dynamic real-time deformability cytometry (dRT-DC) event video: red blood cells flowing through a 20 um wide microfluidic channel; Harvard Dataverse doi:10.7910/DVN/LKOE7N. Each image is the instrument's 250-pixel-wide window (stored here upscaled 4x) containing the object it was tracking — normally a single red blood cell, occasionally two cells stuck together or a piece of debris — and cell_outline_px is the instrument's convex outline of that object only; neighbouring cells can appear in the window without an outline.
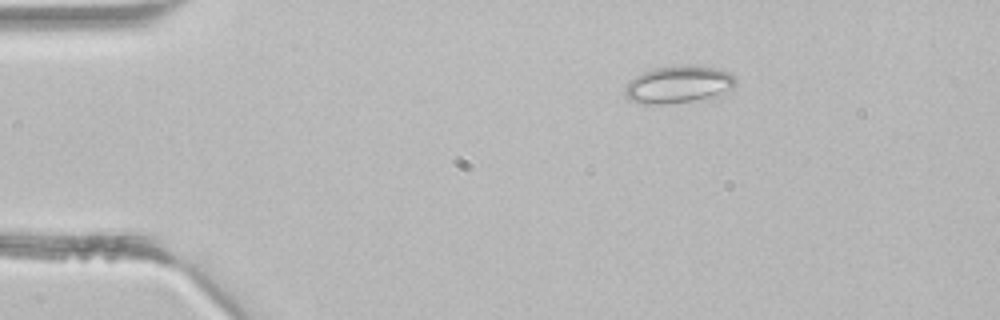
{"species": "common noctule bat (a hibernating species)", "species_latin": "Nyctalus noctula", "temperature_condition": "room temperature", "stored_images_in_passage": 36, "camera_frame_rate_fps": 3000, "um_per_image_px": 0.085, "animal": {"sex": "male", "body_mass_g": 21.5, "forearm_length_mm": 52.0}, "frame": {"image": 1, "passage_image": 1, "time_ms": 0.0, "image_size_px": [1000, 320], "cell_outline_px": [[736, 84], [728, 92], [700, 100], [664, 104], [640, 104], [628, 100], [624, 92], [624, 88], [628, 80], [644, 72], [656, 68], [716, 68], [728, 72], [736, 76]], "centroid_in_image_um": [57.64, 7.25], "position_along_channel_um": 27.4, "area_um2": 23.58}}
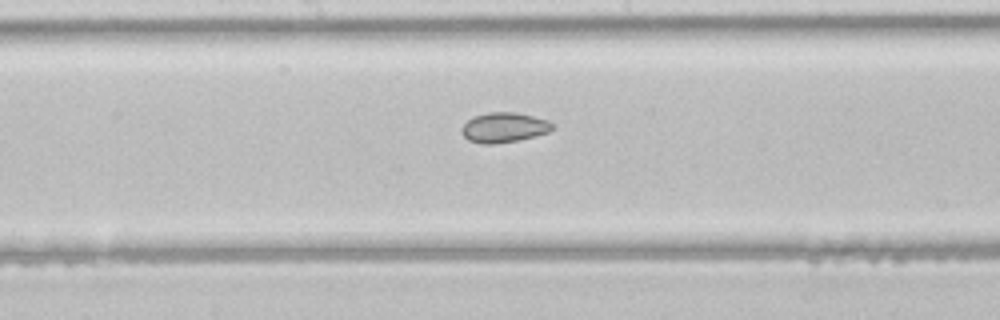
{"frame": {"image": 2, "passage_image": 16, "time_ms": 5.0, "image_size_px": [1000, 320], "cell_outline_px": [[556, 128], [548, 132], [536, 136], [496, 144], [480, 144], [468, 140], [460, 132], [460, 128], [472, 116], [488, 112], [516, 112], [548, 120], [556, 124]], "centroid_in_image_um": [42.84, 10.83], "position_along_channel_um": 205.4, "area_um2": 16.13}}
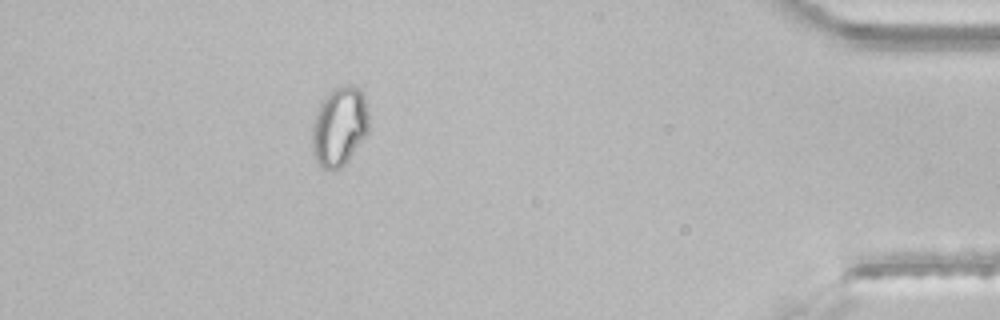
{"frame": {"image": 3, "passage_image": 32, "time_ms": 10.333, "image_size_px": [1000, 320], "cell_outline_px": [[368, 128], [364, 136], [348, 160], [340, 168], [332, 172], [320, 168], [316, 164], [312, 152], [312, 124], [320, 104], [324, 96], [332, 88], [340, 84], [348, 84], [356, 88], [360, 92], [364, 100], [368, 112]], "centroid_in_image_um": [28.79, 10.78], "position_along_channel_um": 406.4, "area_um2": 26.3}}